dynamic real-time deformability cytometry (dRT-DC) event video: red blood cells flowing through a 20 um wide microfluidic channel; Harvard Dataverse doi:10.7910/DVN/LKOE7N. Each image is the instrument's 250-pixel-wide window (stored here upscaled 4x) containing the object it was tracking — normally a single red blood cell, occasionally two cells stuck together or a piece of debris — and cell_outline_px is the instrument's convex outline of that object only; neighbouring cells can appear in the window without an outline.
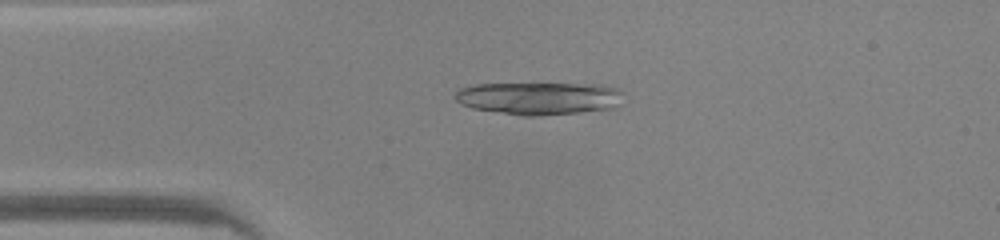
{"species": "common noctule bat (a hibernating species)", "species_latin": "Nyctalus noctula", "temperature_condition": "warm", "stored_images_in_passage": 46, "camera_frame_rate_fps": 3000, "um_per_image_px": 0.085, "animal": {"sex": "male", "body_mass_g": 20.0, "forearm_length_mm": 53.3}, "frame": {"image": 1, "passage_image": 10, "time_ms": 3.0, "image_size_px": [1000, 240], "cell_outline_px": [[620, 92], [616, 104], [612, 108], [580, 112], [540, 116], [524, 116], [472, 108], [460, 104], [456, 100], [456, 92], [460, 88], [476, 84], [604, 84], [616, 88]], "centroid_in_image_um": [45.75, 8.35], "position_along_channel_um": 39.2, "area_um2": 31.62}}